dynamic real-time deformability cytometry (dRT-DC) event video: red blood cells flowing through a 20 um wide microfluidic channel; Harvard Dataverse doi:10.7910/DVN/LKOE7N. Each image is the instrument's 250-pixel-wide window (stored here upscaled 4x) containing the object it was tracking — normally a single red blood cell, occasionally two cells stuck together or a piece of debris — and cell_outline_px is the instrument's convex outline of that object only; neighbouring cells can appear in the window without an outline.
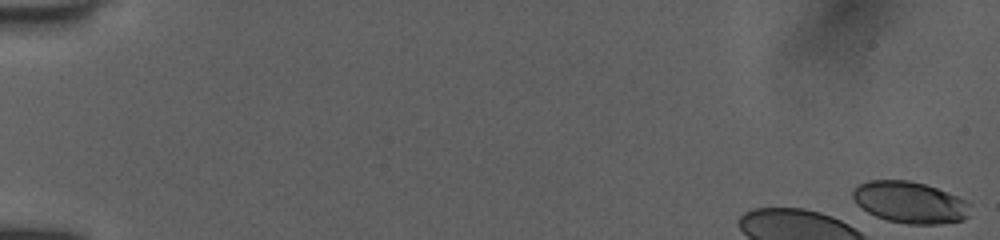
{"species": "human", "species_latin": "Homo sapiens", "temperature_condition": "room temperature", "stored_images_in_passage": 30, "camera_frame_rate_fps": 3000, "um_per_image_px": 0.085, "donor": {"sex": "female"}, "frame": {"image": 1, "passage_image": 1, "time_ms": 0.0, "image_size_px": [1000, 240], "cell_outline_px": [[968, 216], [964, 220], [940, 224], [908, 224], [888, 220], [876, 216], [868, 212], [856, 204], [852, 196], [852, 192], [856, 184], [868, 180], [908, 180], [924, 184], [948, 192], [968, 200]], "centroid_in_image_um": [77.32, 17.19], "position_along_channel_um": 7.7, "area_um2": 28.55}}